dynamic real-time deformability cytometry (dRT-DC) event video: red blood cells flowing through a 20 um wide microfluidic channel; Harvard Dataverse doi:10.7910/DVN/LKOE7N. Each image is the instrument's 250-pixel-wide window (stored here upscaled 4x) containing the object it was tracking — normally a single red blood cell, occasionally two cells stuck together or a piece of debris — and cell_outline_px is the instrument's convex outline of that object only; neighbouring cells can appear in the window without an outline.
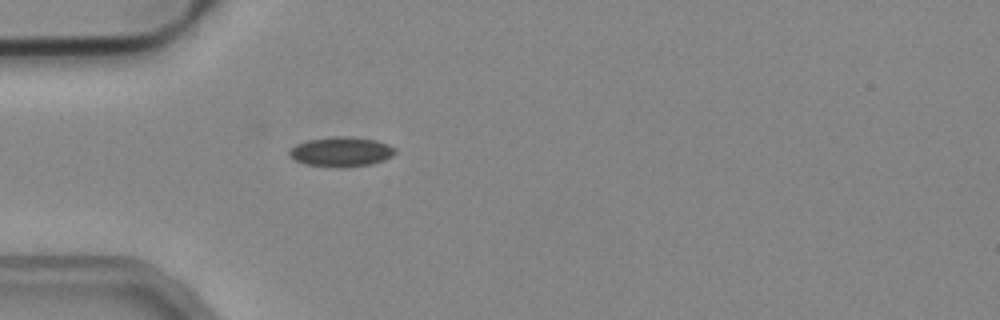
{"species": "common noctule bat (a hibernating species)", "species_latin": "Nyctalus noctula", "temperature_condition": "cold", "stored_images_in_passage": 21, "camera_frame_rate_fps": 3000, "um_per_image_px": 0.085, "animal": {"sex": "male", "body_mass_g": 19.2, "forearm_length_mm": 51.8}, "frame": {"image": 1, "passage_image": 1, "time_ms": 0.0, "image_size_px": [1000, 320], "cell_outline_px": [[396, 152], [392, 156], [384, 160], [368, 164], [308, 164], [296, 160], [288, 156], [288, 152], [296, 144], [308, 140], [332, 136], [348, 136], [376, 140], [388, 144], [396, 148]], "centroid_in_image_um": [29.02, 12.83], "position_along_channel_um": 56.0, "area_um2": 17.4}}
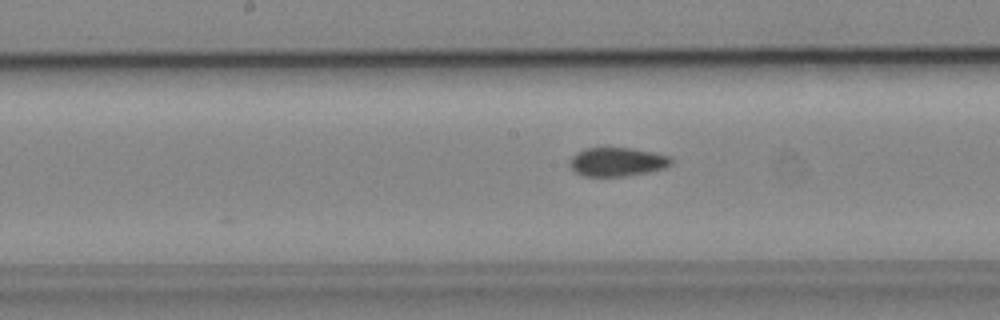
{"frame": {"image": 2, "passage_image": 12, "time_ms": 3.667, "image_size_px": [1000, 320], "cell_outline_px": [[672, 164], [664, 168], [648, 172], [624, 176], [584, 176], [576, 172], [568, 164], [568, 160], [572, 156], [588, 148], [632, 148], [652, 152], [668, 156], [672, 160]], "centroid_in_image_um": [52.45, 13.76], "position_along_channel_um": 195.7, "area_um2": 16.82}}
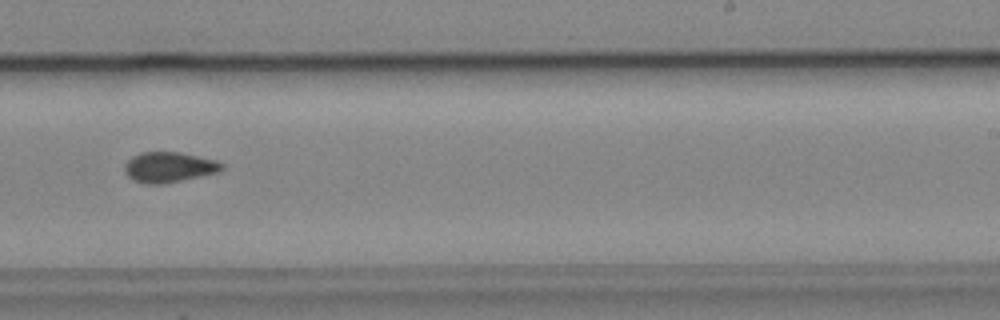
{"frame": {"image": 3, "passage_image": 18, "time_ms": 5.667, "image_size_px": [1000, 320], "cell_outline_px": [[224, 168], [220, 172], [164, 184], [144, 184], [132, 180], [124, 172], [124, 164], [132, 156], [140, 152], [180, 152], [216, 160], [224, 164]], "centroid_in_image_um": [14.35, 14.21], "position_along_channel_um": 274.6, "area_um2": 17.46}}